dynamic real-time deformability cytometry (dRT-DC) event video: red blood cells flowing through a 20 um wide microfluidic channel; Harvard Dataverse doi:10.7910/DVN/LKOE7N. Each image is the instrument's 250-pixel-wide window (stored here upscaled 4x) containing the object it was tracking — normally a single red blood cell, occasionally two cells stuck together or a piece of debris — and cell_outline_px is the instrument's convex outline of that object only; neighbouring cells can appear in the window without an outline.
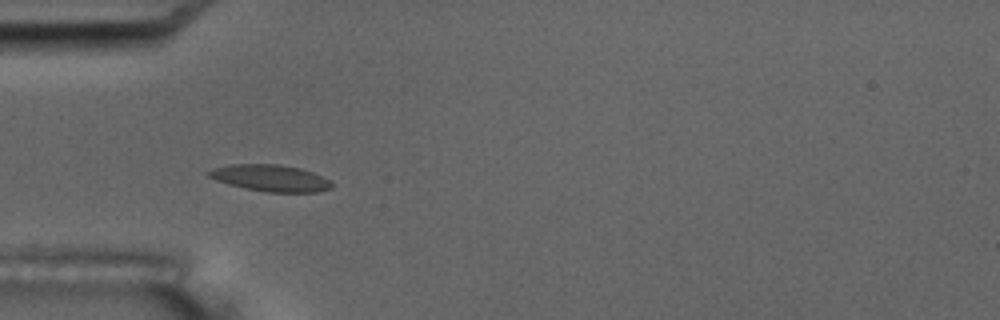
{"species": "common noctule bat (a hibernating species)", "species_latin": "Nyctalus noctula", "temperature_condition": "room temperature", "stored_images_in_passage": 5, "camera_frame_rate_fps": 3000, "um_per_image_px": 0.085, "animal": {"sex": "male", "body_mass_g": 17.5, "forearm_length_mm": 52.3}, "frame": {"image": 1, "passage_image": 4, "time_ms": 4.667, "image_size_px": [1000, 320], "cell_outline_px": [[332, 188], [316, 192], [268, 192], [228, 184], [216, 180], [208, 176], [204, 172], [212, 168], [232, 164], [276, 164], [300, 168], [312, 172], [328, 180], [332, 184]], "centroid_in_image_um": [22.94, 15.12], "position_along_channel_um": 62.1, "area_um2": 18.9}}